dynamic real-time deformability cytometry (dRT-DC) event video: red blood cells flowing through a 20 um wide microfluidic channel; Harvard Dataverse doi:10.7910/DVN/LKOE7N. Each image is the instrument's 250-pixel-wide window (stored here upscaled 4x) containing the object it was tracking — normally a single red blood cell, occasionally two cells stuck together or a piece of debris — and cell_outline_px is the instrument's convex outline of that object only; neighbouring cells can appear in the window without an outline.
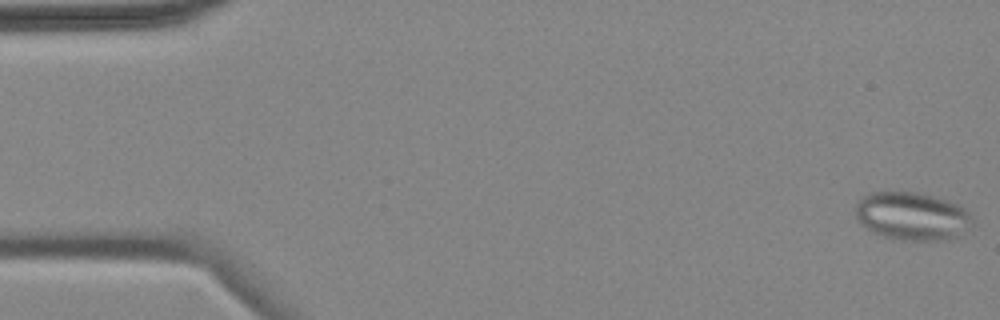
{"species": "common noctule bat (a hibernating species)", "species_latin": "Nyctalus noctula", "temperature_condition": "cold", "stored_images_in_passage": 5, "camera_frame_rate_fps": 3000, "um_per_image_px": 0.085, "animal": {"sex": "female", "body_mass_g": 18.4}, "frame": {"image": 1, "passage_image": 1, "time_ms": 0.0, "image_size_px": [1000, 320], "cell_outline_px": [[972, 228], [956, 240], [900, 240], [884, 236], [872, 232], [856, 216], [856, 204], [868, 192], [916, 192], [948, 200], [964, 208], [972, 216]], "centroid_in_image_um": [77.61, 18.39], "position_along_channel_um": 7.4, "area_um2": 32.95}}